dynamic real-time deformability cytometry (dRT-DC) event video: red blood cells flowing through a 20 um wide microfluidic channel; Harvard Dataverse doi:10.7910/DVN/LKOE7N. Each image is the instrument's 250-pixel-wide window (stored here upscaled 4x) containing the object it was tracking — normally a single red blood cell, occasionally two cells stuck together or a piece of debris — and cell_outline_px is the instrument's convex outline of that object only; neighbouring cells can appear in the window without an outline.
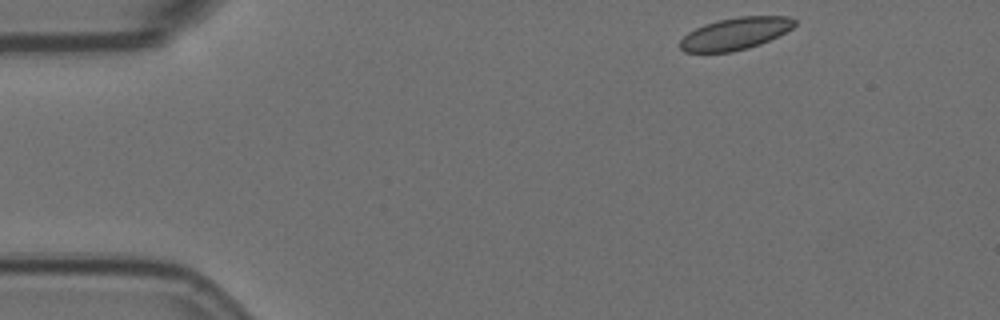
{"species": "Egyptian fruit bat (a non-hibernating species)", "species_latin": "Rousettus aegyptiacus", "temperature_condition": "room temperature", "stored_images_in_passage": 6, "camera_frame_rate_fps": 3000, "um_per_image_px": 0.085, "animal": {"sex": "female"}, "frame": {"image": 1, "passage_image": 1, "time_ms": 0.0, "image_size_px": [1000, 320], "cell_outline_px": [[796, 24], [792, 28], [760, 44], [748, 48], [732, 52], [684, 52], [680, 48], [680, 40], [688, 32], [704, 24], [720, 20], [740, 16], [788, 16], [796, 20]], "centroid_in_image_um": [62.49, 2.86], "position_along_channel_um": 22.5, "area_um2": 21.27}}
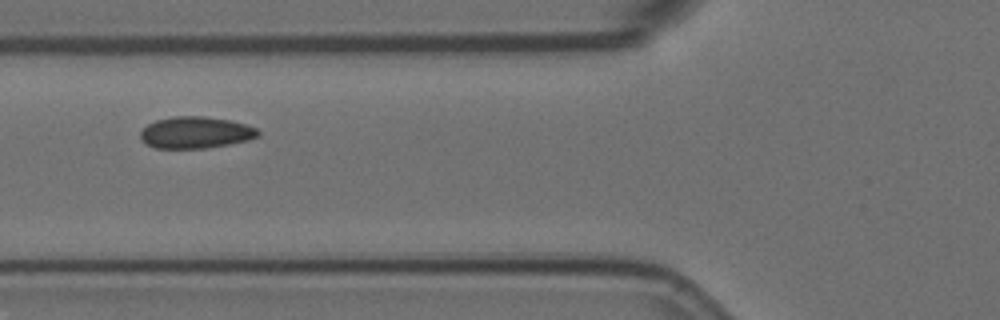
{"frame": {"image": 2, "passage_image": 5, "time_ms": 1.333, "image_size_px": [1000, 320], "cell_outline_px": [[260, 136], [248, 140], [228, 144], [204, 148], [156, 148], [140, 140], [140, 132], [148, 124], [156, 120], [172, 116], [204, 116], [232, 120], [256, 128], [260, 132]], "centroid_in_image_um": [16.63, 11.25], "position_along_channel_um": 109.2, "area_um2": 21.73}}
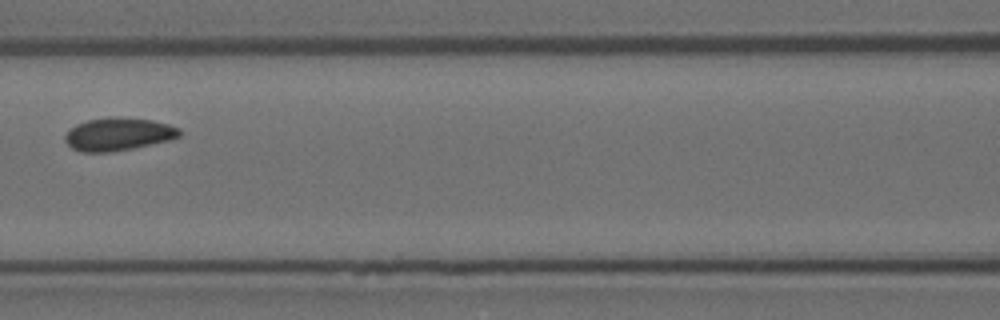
{"frame": {"image": 3, "passage_image": 6, "time_ms": 1.667, "image_size_px": [1000, 320], "cell_outline_px": [[180, 136], [172, 140], [112, 152], [80, 152], [72, 148], [64, 140], [64, 136], [76, 124], [88, 120], [152, 120], [168, 124], [180, 128]], "centroid_in_image_um": [10.07, 11.46], "position_along_channel_um": 156.5, "area_um2": 21.04}}